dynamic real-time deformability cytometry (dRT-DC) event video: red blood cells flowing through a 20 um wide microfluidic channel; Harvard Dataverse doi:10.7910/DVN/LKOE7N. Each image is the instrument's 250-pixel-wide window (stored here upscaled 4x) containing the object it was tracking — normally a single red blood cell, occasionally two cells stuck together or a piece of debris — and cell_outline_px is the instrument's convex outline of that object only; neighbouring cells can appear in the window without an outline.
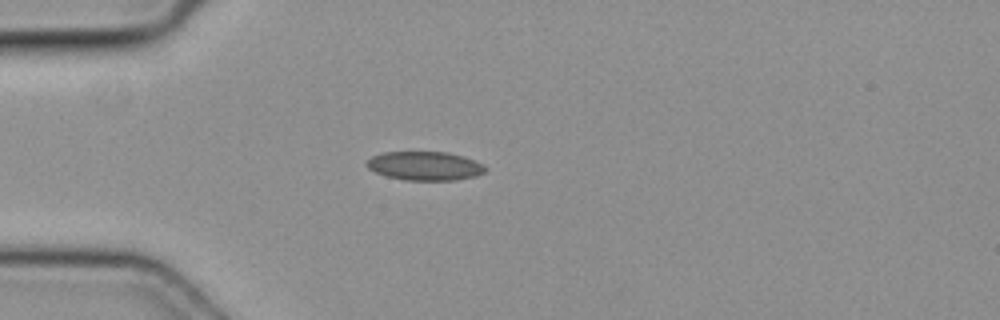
{"species": "common noctule bat (a hibernating species)", "species_latin": "Nyctalus noctula", "temperature_condition": "cold", "stored_images_in_passage": 6, "camera_frame_rate_fps": 3000, "um_per_image_px": 0.085, "animal": {"sex": "female", "body_mass_g": 19.3, "forearm_length_mm": 54.1}, "frame": {"image": 1, "passage_image": 1, "time_ms": 0.0, "image_size_px": [1000, 320], "cell_outline_px": [[488, 168], [484, 172], [476, 176], [456, 180], [404, 180], [388, 176], [376, 172], [368, 168], [368, 160], [372, 156], [384, 152], [448, 152], [464, 156], [476, 160], [484, 164]], "centroid_in_image_um": [36.18, 14.1], "position_along_channel_um": 48.8, "area_um2": 19.94}}
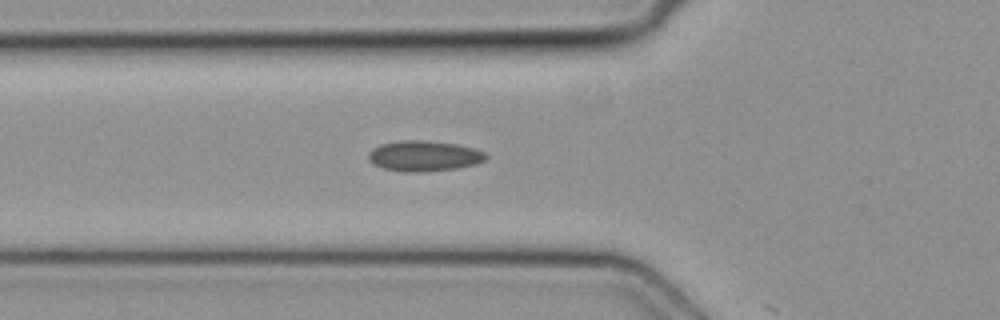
{"frame": {"image": 2, "passage_image": 5, "time_ms": 1.333, "image_size_px": [1000, 320], "cell_outline_px": [[488, 156], [484, 160], [476, 164], [456, 168], [420, 172], [404, 172], [384, 168], [372, 164], [368, 160], [368, 152], [372, 148], [380, 144], [404, 140], [420, 140], [456, 144], [472, 148], [484, 152]], "centroid_in_image_um": [35.99, 13.26], "position_along_channel_um": 89.8, "area_um2": 20.81}}